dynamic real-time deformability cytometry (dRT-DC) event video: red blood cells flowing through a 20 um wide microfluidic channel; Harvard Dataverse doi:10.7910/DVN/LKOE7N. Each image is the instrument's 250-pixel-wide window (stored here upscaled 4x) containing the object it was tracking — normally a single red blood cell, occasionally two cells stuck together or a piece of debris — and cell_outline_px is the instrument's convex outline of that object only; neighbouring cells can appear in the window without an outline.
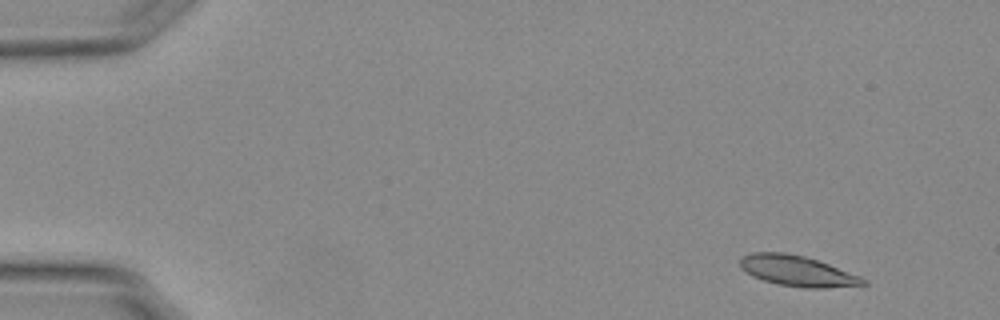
{"species": "Egyptian fruit bat (a non-hibernating species)", "species_latin": "Rousettus aegyptiacus", "temperature_condition": "warm", "stored_images_in_passage": 52, "camera_frame_rate_fps": 3000, "um_per_image_px": 0.085, "animal": {"sex": "female"}, "frame": {"image": 1, "passage_image": 1, "time_ms": 0.0, "image_size_px": [1000, 320], "cell_outline_px": [[868, 284], [824, 288], [804, 288], [780, 284], [764, 280], [752, 276], [740, 268], [740, 256], [752, 252], [784, 252], [804, 256], [828, 264], [860, 276], [868, 280]], "centroid_in_image_um": [67.75, 23.02], "position_along_channel_um": 17.3, "area_um2": 21.85}}
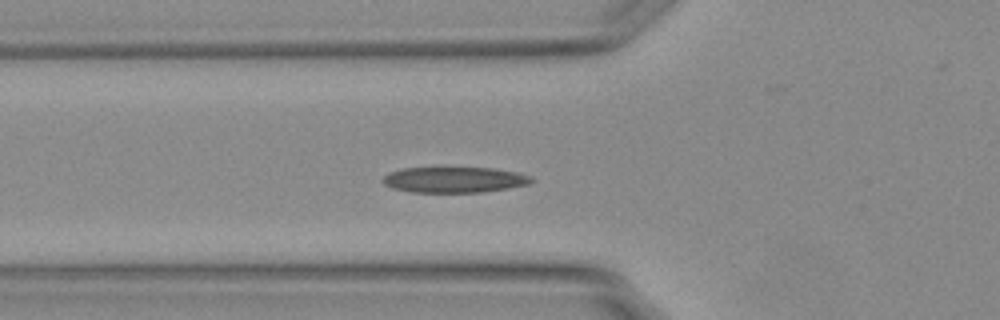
{"frame": {"image": 2, "passage_image": 16, "time_ms": 5.0, "image_size_px": [1000, 320], "cell_outline_px": [[536, 180], [528, 184], [508, 188], [484, 192], [412, 192], [392, 188], [384, 184], [380, 180], [388, 172], [400, 168], [436, 164], [448, 164], [496, 168], [520, 172], [532, 176]], "centroid_in_image_um": [38.59, 15.2], "position_along_channel_um": 87.2, "area_um2": 24.1}}
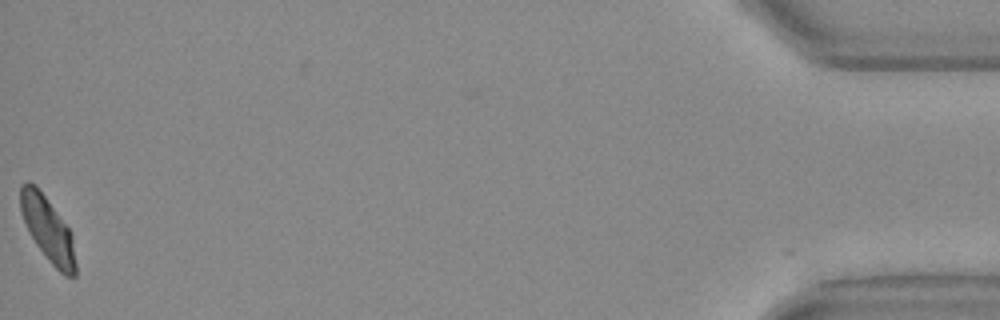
{"frame": {"image": 3, "passage_image": 51, "time_ms": 16.667, "image_size_px": [1000, 320], "cell_outline_px": [[76, 276], [64, 276], [52, 264], [36, 244], [28, 232], [20, 212], [20, 184], [28, 180], [36, 184], [68, 228], [72, 236], [76, 264]], "centroid_in_image_um": [4.03, 19.45], "position_along_channel_um": 431.2, "area_um2": 20.69}, "authors_computed_cell_mechanics": {"area_um2": 21.8195, "velocity_mm_per_s": 3.7495, "shape_relaxation_time_tau1_ms": 5.1742, "shape_relaxation_time_tau2_ms": 1.3339, "deformation_change_tau1": 0.1951, "deformation_change_tau2": 0.0787}}